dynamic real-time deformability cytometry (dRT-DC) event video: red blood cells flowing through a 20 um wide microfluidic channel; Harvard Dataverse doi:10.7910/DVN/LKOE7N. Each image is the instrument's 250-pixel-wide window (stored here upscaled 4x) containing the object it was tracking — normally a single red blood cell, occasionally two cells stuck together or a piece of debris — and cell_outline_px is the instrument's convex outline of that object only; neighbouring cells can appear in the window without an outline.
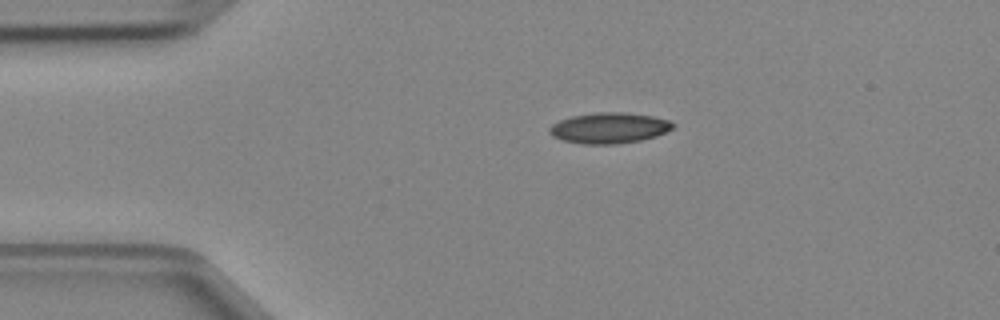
{"species": "Egyptian fruit bat (a non-hibernating species)", "species_latin": "Rousettus aegyptiacus", "temperature_condition": "cold", "stored_images_in_passage": 33, "camera_frame_rate_fps": 3000, "um_per_image_px": 0.085, "animal": {"sex": "female"}, "frame": {"image": 1, "passage_image": 1, "time_ms": 0.0, "image_size_px": [1000, 320], "cell_outline_px": [[676, 124], [672, 128], [656, 136], [640, 140], [616, 144], [584, 144], [564, 140], [552, 136], [548, 132], [548, 128], [552, 124], [560, 120], [572, 116], [596, 112], [624, 112], [652, 116], [668, 120]], "centroid_in_image_um": [51.76, 10.87], "position_along_channel_um": 33.2, "area_um2": 22.02}}
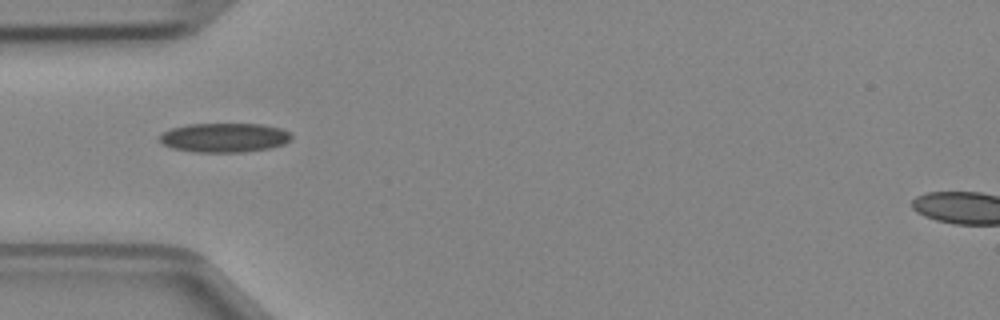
{"frame": {"image": 2, "passage_image": 6, "time_ms": 1.667, "image_size_px": [1000, 320], "cell_outline_px": [[292, 140], [284, 144], [272, 148], [244, 152], [196, 152], [172, 148], [164, 144], [160, 140], [160, 136], [164, 132], [172, 128], [188, 124], [260, 124], [280, 128], [292, 132]], "centroid_in_image_um": [19.14, 11.7], "position_along_channel_um": 65.9, "area_um2": 22.54}}
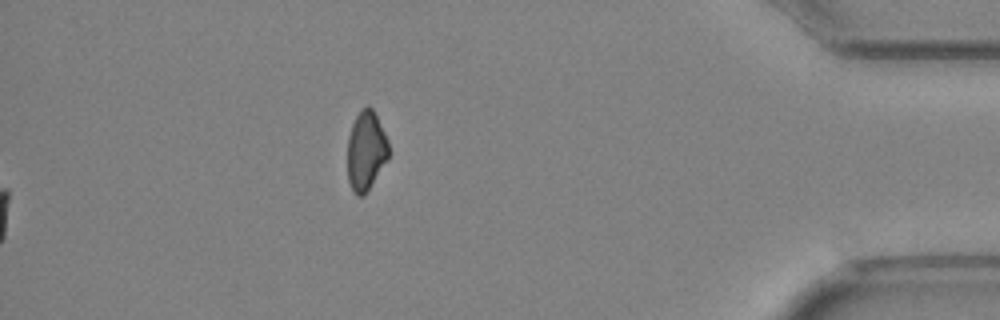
{"frame": {"image": 3, "passage_image": 33, "time_ms": 10.667, "image_size_px": [1000, 320], "cell_outline_px": [[388, 160], [364, 196], [356, 196], [352, 192], [348, 180], [348, 136], [352, 124], [360, 108], [368, 104], [372, 108], [388, 140]], "centroid_in_image_um": [31.1, 12.83], "position_along_channel_um": 404.1, "area_um2": 19.19}}